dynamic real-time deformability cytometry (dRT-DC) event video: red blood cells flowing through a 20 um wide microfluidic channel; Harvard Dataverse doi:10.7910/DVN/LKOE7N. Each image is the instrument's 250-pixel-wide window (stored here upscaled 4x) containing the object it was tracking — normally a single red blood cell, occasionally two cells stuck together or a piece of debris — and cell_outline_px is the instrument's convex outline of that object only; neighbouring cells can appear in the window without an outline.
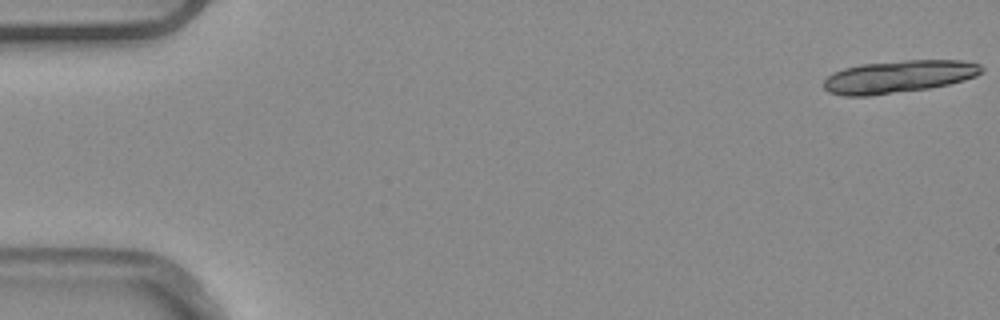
{"species": "common noctule bat (a hibernating species)", "species_latin": "Nyctalus noctula", "temperature_condition": "warm", "stored_images_in_passage": 6, "camera_frame_rate_fps": 3000, "um_per_image_px": 0.085, "animal": {"sex": "male", "body_mass_g": 20.4}, "frame": {"image": 1, "passage_image": 1, "time_ms": 0.0, "image_size_px": [1000, 320], "cell_outline_px": [[984, 68], [976, 76], [964, 80], [948, 84], [928, 88], [868, 96], [844, 96], [828, 92], [824, 88], [824, 80], [832, 72], [844, 68], [860, 64], [904, 60], [960, 60], [980, 64]], "centroid_in_image_um": [76.35, 6.51], "position_along_channel_um": 8.6, "area_um2": 29.88}}